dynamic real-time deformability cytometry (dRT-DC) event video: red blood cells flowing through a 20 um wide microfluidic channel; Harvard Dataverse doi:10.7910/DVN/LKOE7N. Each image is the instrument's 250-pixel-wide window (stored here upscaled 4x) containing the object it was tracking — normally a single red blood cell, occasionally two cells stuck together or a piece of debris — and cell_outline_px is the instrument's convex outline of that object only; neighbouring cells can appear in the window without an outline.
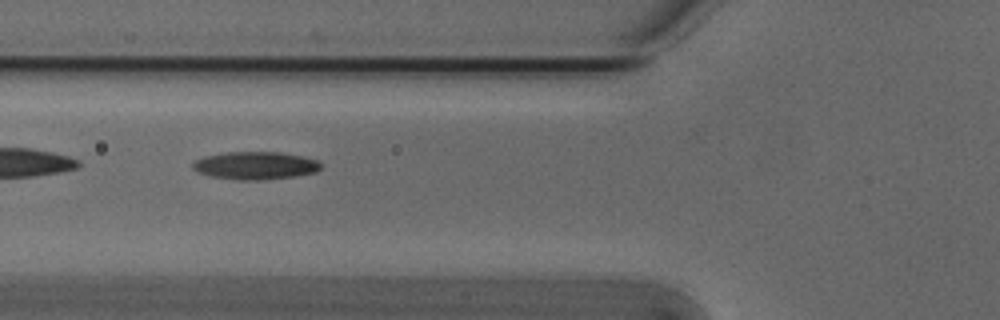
{"species": "Egyptian fruit bat (a non-hibernating species)", "species_latin": "Rousettus aegyptiacus", "temperature_condition": "cold", "stored_images_in_passage": 8, "camera_frame_rate_fps": 3000, "um_per_image_px": 0.085, "animal": {"sex": "male"}, "frame": {"image": 1, "passage_image": 6, "time_ms": 1.667, "image_size_px": [1000, 320], "cell_outline_px": [[320, 168], [316, 172], [292, 176], [260, 180], [240, 180], [212, 176], [200, 172], [192, 168], [192, 164], [196, 160], [204, 156], [228, 152], [280, 152], [300, 156], [316, 160], [320, 164]], "centroid_in_image_um": [21.68, 14.06], "position_along_channel_um": 104.1, "area_um2": 20.35}}
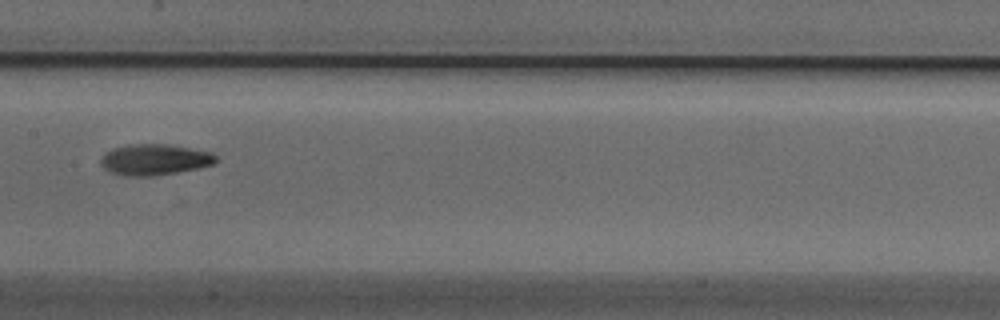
{"frame": {"image": 2, "passage_image": 8, "time_ms": 2.333, "image_size_px": [1000, 320], "cell_outline_px": [[216, 164], [176, 172], [152, 176], [124, 176], [112, 172], [104, 168], [100, 164], [100, 160], [104, 152], [112, 148], [136, 144], [168, 144], [212, 152], [216, 156]], "centroid_in_image_um": [13.13, 13.56], "position_along_channel_um": 194.3, "area_um2": 20.75}}